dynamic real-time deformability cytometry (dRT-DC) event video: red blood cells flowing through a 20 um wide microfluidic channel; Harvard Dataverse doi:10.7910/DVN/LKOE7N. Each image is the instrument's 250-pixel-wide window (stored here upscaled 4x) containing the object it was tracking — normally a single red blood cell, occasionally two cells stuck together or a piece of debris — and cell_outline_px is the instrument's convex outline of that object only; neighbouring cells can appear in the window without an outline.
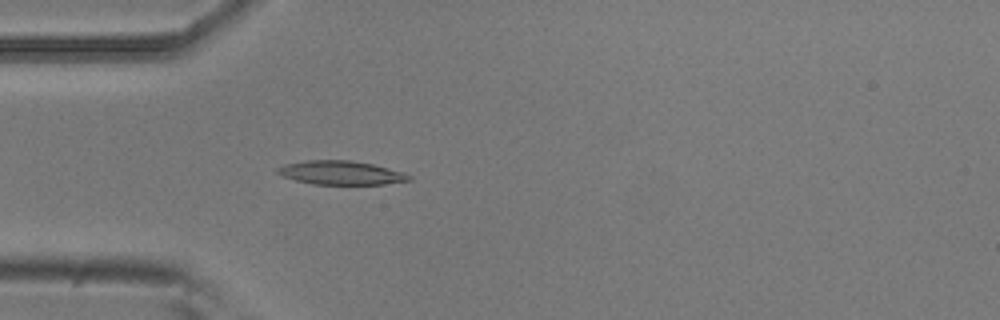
{"species": "common noctule bat (a hibernating species)", "species_latin": "Nyctalus noctula", "temperature_condition": "room temperature", "stored_images_in_passage": 40, "camera_frame_rate_fps": 3000, "um_per_image_px": 0.085, "animal": {"sex": "male", "body_mass_g": 20.5, "forearm_length_mm": 52.5}, "frame": {"image": 1, "passage_image": 14, "time_ms": 4.333, "image_size_px": [1000, 320], "cell_outline_px": [[412, 180], [384, 184], [312, 184], [296, 180], [284, 176], [276, 172], [276, 168], [284, 164], [308, 160], [352, 160], [372, 164], [404, 172], [412, 176]], "centroid_in_image_um": [29.0, 14.68], "position_along_channel_um": 56.0, "area_um2": 18.21}}
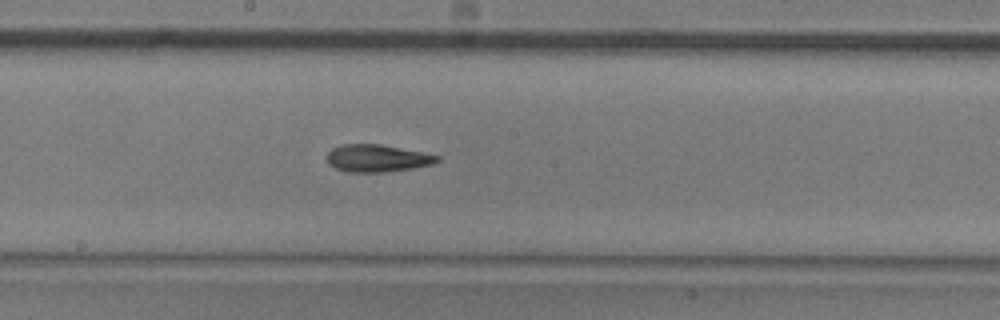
{"frame": {"image": 2, "passage_image": 27, "time_ms": 8.667, "image_size_px": [1000, 320], "cell_outline_px": [[440, 160], [432, 164], [412, 168], [384, 172], [348, 172], [336, 168], [328, 164], [328, 152], [332, 148], [340, 144], [380, 144], [440, 156]], "centroid_in_image_um": [32.03, 13.45], "position_along_channel_um": 216.2, "area_um2": 17.4}}
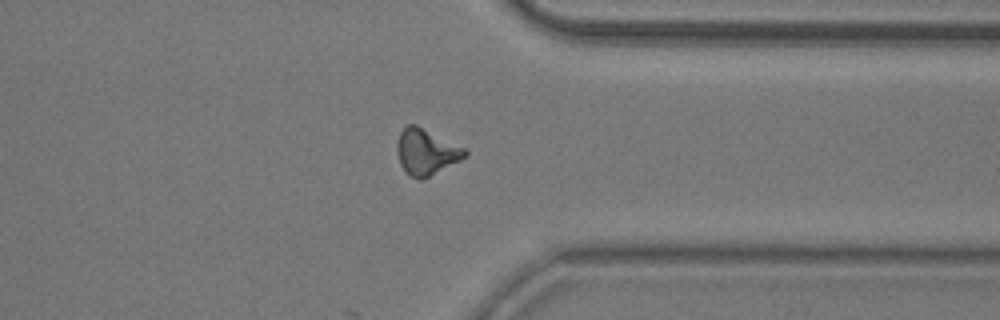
{"frame": {"image": 3, "passage_image": 40, "time_ms": 13.0, "image_size_px": [1000, 320], "cell_outline_px": [[468, 156], [420, 180], [408, 176], [404, 172], [400, 164], [396, 152], [396, 144], [400, 132], [408, 124], [416, 124], [468, 148]], "centroid_in_image_um": [36.23, 12.89], "position_along_channel_um": 375.2, "area_um2": 18.5}, "authors_computed_cell_mechanics": {"area_um2": 17.6868, "velocity_mm_per_s": 3.7678, "shape_relaxation_time_tau1_ms": 5.7965, "shape_relaxation_time_tau2_ms": 4.4713, "deformation_change_tau1": 0.1814, "deformation_change_tau2": 0.1348}}